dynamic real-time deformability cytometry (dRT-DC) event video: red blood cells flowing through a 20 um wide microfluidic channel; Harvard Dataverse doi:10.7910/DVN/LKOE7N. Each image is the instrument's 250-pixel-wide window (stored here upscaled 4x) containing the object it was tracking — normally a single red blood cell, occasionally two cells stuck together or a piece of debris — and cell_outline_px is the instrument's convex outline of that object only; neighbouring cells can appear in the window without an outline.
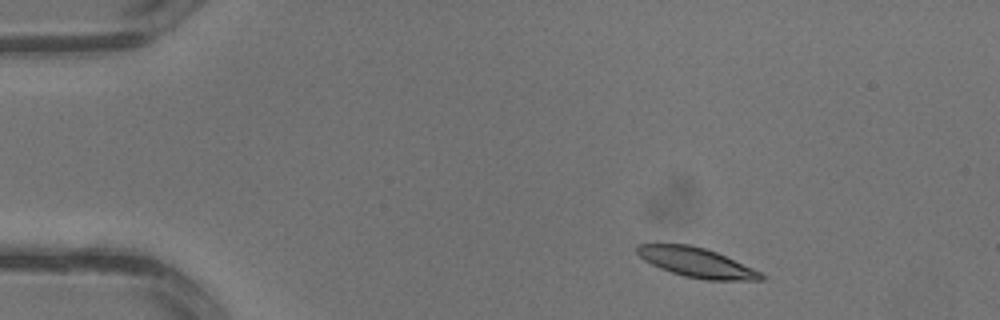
{"species": "common noctule bat (a hibernating species)", "species_latin": "Nyctalus noctula", "temperature_condition": "warm", "stored_images_in_passage": 2, "camera_frame_rate_fps": 3000, "um_per_image_px": 0.085, "animal": {"sex": "male", "body_mass_g": 13.3}, "frame": {"image": 1, "passage_image": 1, "time_ms": 0.0, "image_size_px": [1000, 320], "cell_outline_px": [[768, 276], [764, 280], [704, 280], [684, 276], [660, 268], [644, 260], [636, 252], [636, 244], [692, 244], [716, 252], [752, 268]], "centroid_in_image_um": [59.21, 22.31], "position_along_channel_um": 25.8, "area_um2": 21.27}}